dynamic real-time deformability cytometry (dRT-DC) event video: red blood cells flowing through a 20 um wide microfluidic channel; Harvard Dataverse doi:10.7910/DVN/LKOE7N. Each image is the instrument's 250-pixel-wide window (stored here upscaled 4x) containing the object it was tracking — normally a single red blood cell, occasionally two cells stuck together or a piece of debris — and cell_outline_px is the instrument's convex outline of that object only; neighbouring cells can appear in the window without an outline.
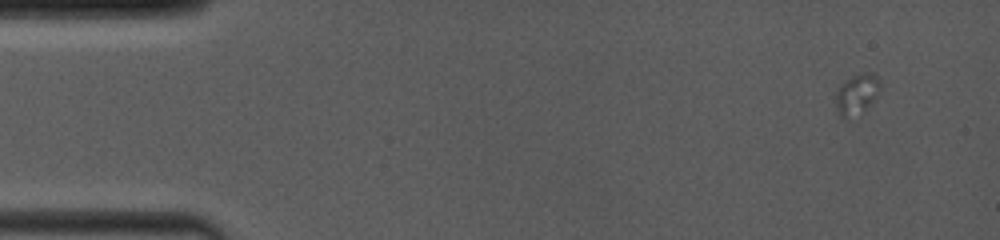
{"species": "common noctule bat (a hibernating species)", "species_latin": "Nyctalus noctula", "temperature_condition": "room temperature", "stored_images_in_passage": 8, "camera_frame_rate_fps": 4000, "um_per_image_px": 0.085, "animal": {"sex": "female", "body_mass_g": 19.0, "forearm_length_mm": 53.3}, "frame": {"image": 1, "passage_image": 2, "time_ms": 0.75, "image_size_px": [1000, 240], "cell_outline_px": [[880, 88], [876, 96], [864, 108], [844, 120], [840, 116], [836, 104], [836, 92], [840, 84], [852, 76], [860, 72], [872, 72], [880, 80]], "centroid_in_image_um": [72.81, 7.94], "position_along_channel_um": 12.2, "area_um2": 10.17}}